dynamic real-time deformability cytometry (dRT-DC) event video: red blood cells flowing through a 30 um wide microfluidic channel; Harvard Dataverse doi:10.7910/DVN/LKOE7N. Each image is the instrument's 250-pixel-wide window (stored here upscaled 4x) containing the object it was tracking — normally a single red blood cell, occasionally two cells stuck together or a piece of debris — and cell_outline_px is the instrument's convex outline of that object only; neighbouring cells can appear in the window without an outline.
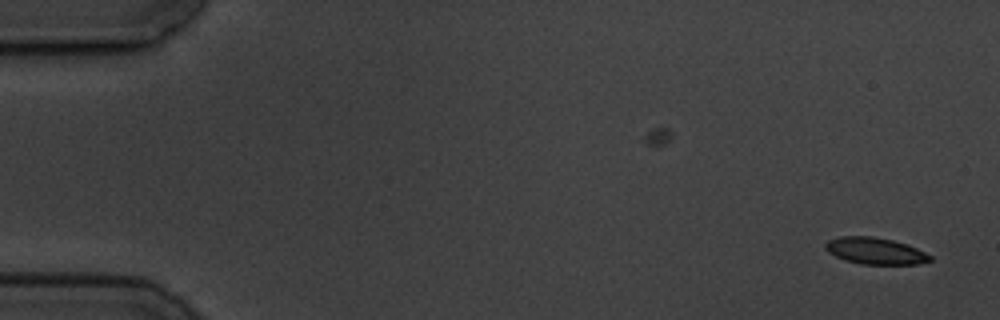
{"species": "common noctule bat (a hibernating species)", "species_latin": "Nyctalus noctula", "temperature_condition": "cold", "stored_images_in_passage": 3, "camera_frame_rate_fps": 3000, "um_per_image_px": 0.085, "animal": {"sex": "male", "body_mass_g": 19.5, "forearm_length_mm": 54.6}, "frame": {"image": 1, "passage_image": 3, "time_ms": 2.333, "image_size_px": [1000, 320], "cell_outline_px": [[932, 260], [920, 264], [860, 264], [844, 260], [828, 252], [824, 248], [824, 244], [828, 240], [840, 236], [872, 236], [892, 240], [908, 244], [932, 256]], "centroid_in_image_um": [74.38, 21.32], "position_along_channel_um": 10.6, "area_um2": 16.36}}